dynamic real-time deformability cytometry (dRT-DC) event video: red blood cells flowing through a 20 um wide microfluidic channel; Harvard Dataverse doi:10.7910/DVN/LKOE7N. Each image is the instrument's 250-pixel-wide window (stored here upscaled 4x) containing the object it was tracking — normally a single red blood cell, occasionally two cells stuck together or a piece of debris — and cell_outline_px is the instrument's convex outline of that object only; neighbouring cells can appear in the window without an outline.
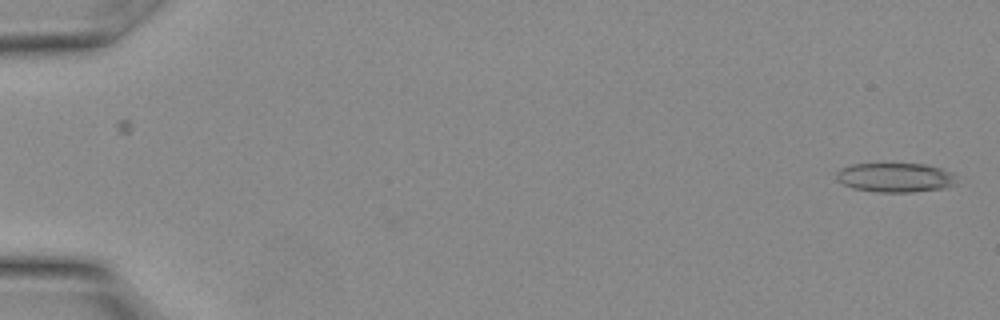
{"species": "Egyptian fruit bat (a non-hibernating species)", "species_latin": "Rousettus aegyptiacus", "temperature_condition": "warm", "stored_images_in_passage": 4, "camera_frame_rate_fps": 3000, "um_per_image_px": 0.085, "animal": {"sex": "female"}, "frame": {"image": 1, "passage_image": 4, "time_ms": 1.0, "image_size_px": [1000, 320], "cell_outline_px": [[956, 184], [944, 188], [912, 192], [876, 192], [852, 188], [836, 180], [836, 172], [840, 168], [852, 164], [924, 164], [940, 168], [952, 172], [956, 176]], "centroid_in_image_um": [76.09, 15.09], "position_along_channel_um": 8.9, "area_um2": 20.63}}